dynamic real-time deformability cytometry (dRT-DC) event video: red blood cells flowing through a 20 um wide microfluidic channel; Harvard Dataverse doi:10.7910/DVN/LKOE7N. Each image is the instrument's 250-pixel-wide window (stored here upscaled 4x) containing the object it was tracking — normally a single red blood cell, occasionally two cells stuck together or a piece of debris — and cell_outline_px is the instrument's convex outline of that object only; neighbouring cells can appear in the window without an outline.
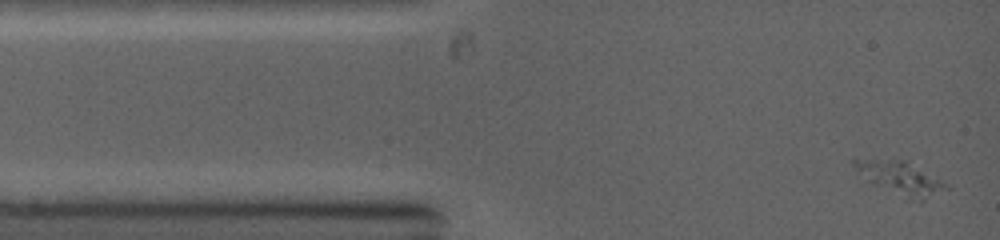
{"species": "common noctule bat (a hibernating species)", "species_latin": "Nyctalus noctula", "temperature_condition": "warm", "stored_images_in_passage": 32, "camera_frame_rate_fps": 5000, "um_per_image_px": 0.085, "animal": {"sex": "female", "body_mass_g": 19.0, "forearm_length_mm": 53.3}, "frame": {"image": 1, "passage_image": 1, "time_ms": 0.0, "image_size_px": [1000, 240], "cell_outline_px": [[948, 188], [920, 204], [904, 200], [856, 168], [852, 164], [852, 160], [904, 160], [948, 184]], "centroid_in_image_um": [76.71, 15.22], "position_along_channel_um": 8.3, "area_um2": 16.82}}
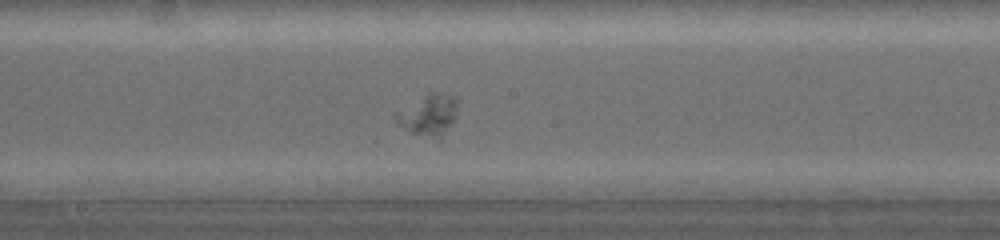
{"frame": {"image": 2, "passage_image": 14, "time_ms": 6.0, "image_size_px": [1000, 240], "cell_outline_px": [[456, 116], [440, 136], [412, 132], [396, 124], [396, 112], [428, 92], [432, 92], [456, 96]], "centroid_in_image_um": [36.41, 9.69], "position_along_channel_um": 211.8, "area_um2": 13.93}}
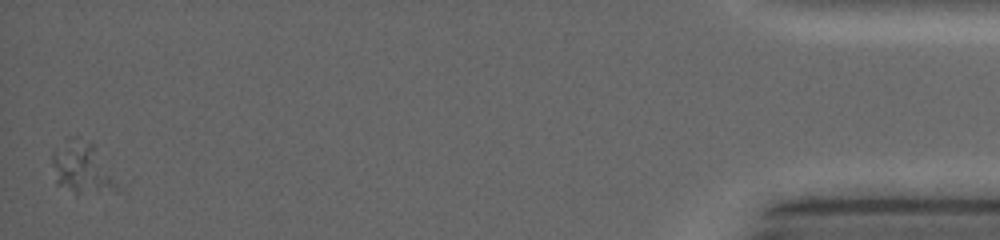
{"frame": {"image": 3, "passage_image": 31, "time_ms": 13.8, "image_size_px": [1000, 240], "cell_outline_px": [[116, 188], [112, 192], [76, 196], [56, 184], [52, 164], [52, 148], [68, 136], [80, 136], [92, 144]], "centroid_in_image_um": [6.8, 14.28], "position_along_channel_um": 428.4, "area_um2": 19.31}}